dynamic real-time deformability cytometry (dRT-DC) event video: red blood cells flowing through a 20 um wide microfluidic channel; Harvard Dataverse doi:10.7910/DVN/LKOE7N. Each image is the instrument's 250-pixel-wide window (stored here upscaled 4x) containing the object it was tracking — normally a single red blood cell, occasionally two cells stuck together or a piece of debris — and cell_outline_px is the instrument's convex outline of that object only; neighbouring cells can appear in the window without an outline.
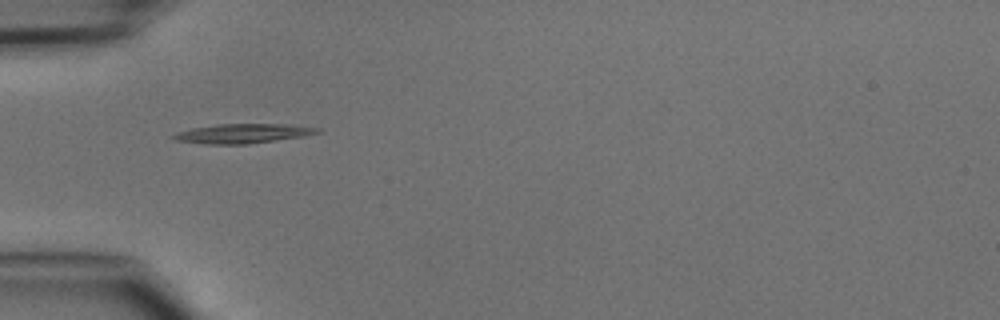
{"species": "common noctule bat (a hibernating species)", "species_latin": "Nyctalus noctula", "temperature_condition": "cold", "stored_images_in_passage": 30, "camera_frame_rate_fps": 3000, "um_per_image_px": 0.085, "animal": {"sex": "male", "body_mass_g": 15.6}, "frame": {"image": 1, "passage_image": 1, "time_ms": 0.0, "image_size_px": [1000, 320], "cell_outline_px": [[324, 132], [304, 136], [248, 144], [204, 144], [176, 140], [172, 136], [180, 132], [192, 128], [220, 124], [288, 124], [320, 128]], "centroid_in_image_um": [20.73, 11.35], "position_along_channel_um": 64.3, "area_um2": 16.18}}